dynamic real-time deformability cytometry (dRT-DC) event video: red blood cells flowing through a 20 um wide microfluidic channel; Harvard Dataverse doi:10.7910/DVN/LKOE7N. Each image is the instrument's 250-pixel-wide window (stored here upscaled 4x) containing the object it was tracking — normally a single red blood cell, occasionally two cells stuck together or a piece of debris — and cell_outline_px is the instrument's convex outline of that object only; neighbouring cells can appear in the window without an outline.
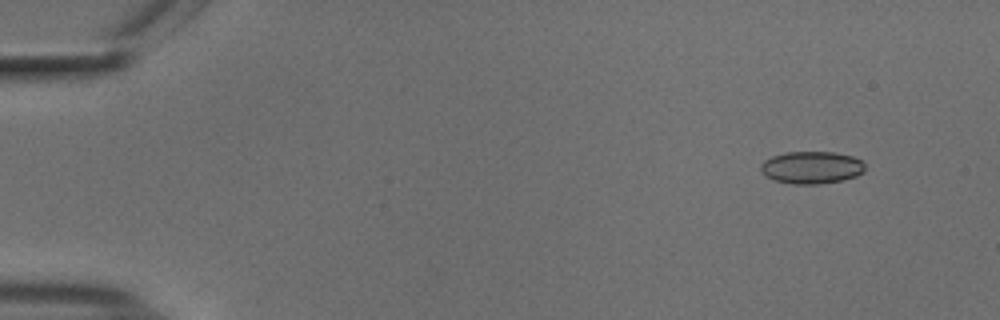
{"species": "common noctule bat (a hibernating species)", "species_latin": "Nyctalus noctula", "temperature_condition": "cold", "stored_images_in_passage": 51, "camera_frame_rate_fps": 3000, "um_per_image_px": 0.085, "animal": {"sex": "male", "body_mass_g": 18.8}, "frame": {"image": 1, "passage_image": 2, "time_ms": 0.333, "image_size_px": [1000, 320], "cell_outline_px": [[864, 172], [856, 176], [844, 180], [820, 184], [792, 184], [772, 180], [764, 176], [760, 172], [760, 164], [764, 160], [772, 156], [784, 152], [832, 152], [852, 156], [860, 160], [864, 164]], "centroid_in_image_um": [68.93, 14.25], "position_along_channel_um": 16.1, "area_um2": 19.94}}
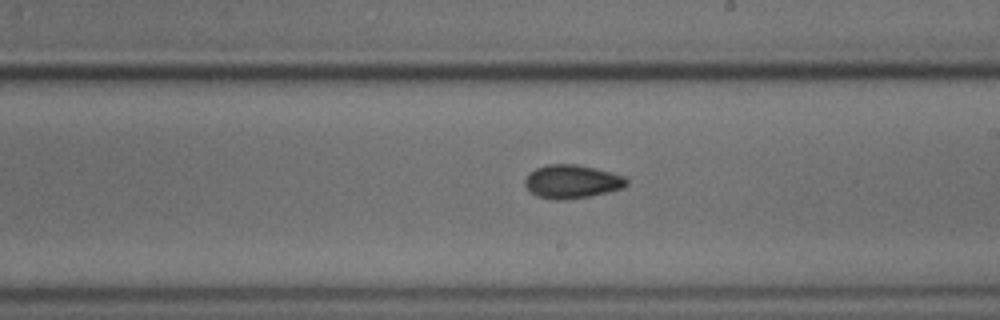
{"frame": {"image": 2, "passage_image": 29, "time_ms": 9.333, "image_size_px": [1000, 320], "cell_outline_px": [[628, 184], [624, 188], [608, 192], [588, 196], [560, 200], [556, 200], [536, 196], [524, 184], [524, 180], [528, 172], [536, 168], [548, 164], [576, 164], [628, 176]], "centroid_in_image_um": [48.63, 15.42], "position_along_channel_um": 240.4, "area_um2": 19.94}}
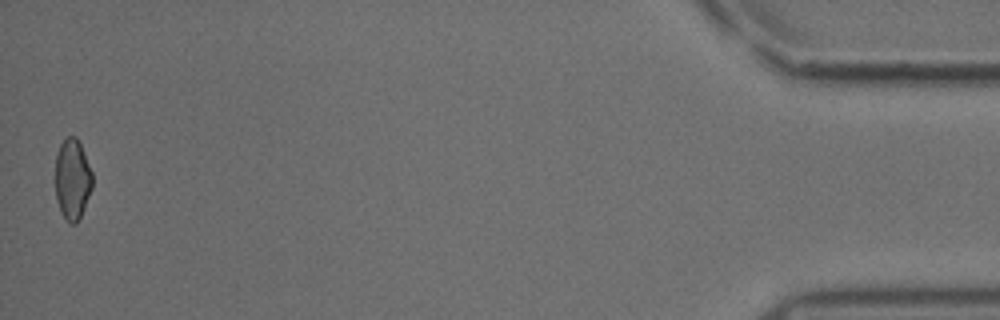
{"frame": {"image": 3, "passage_image": 51, "time_ms": 16.667, "image_size_px": [1000, 320], "cell_outline_px": [[92, 188], [80, 216], [76, 224], [68, 224], [60, 212], [56, 200], [56, 152], [60, 144], [68, 136], [76, 136], [80, 144], [92, 172]], "centroid_in_image_um": [6.14, 15.25], "position_along_channel_um": 429.1, "area_um2": 17.4}, "authors_computed_cell_mechanics": {"area_um2": 19.0162, "velocity_mm_per_s": 3.742, "shape_relaxation_time_tau1_ms": 4.4408, "shape_relaxation_time_tau2_ms": 3.1828, "deformation_change_tau1": 0.0812, "deformation_change_tau2": 0.0662}}